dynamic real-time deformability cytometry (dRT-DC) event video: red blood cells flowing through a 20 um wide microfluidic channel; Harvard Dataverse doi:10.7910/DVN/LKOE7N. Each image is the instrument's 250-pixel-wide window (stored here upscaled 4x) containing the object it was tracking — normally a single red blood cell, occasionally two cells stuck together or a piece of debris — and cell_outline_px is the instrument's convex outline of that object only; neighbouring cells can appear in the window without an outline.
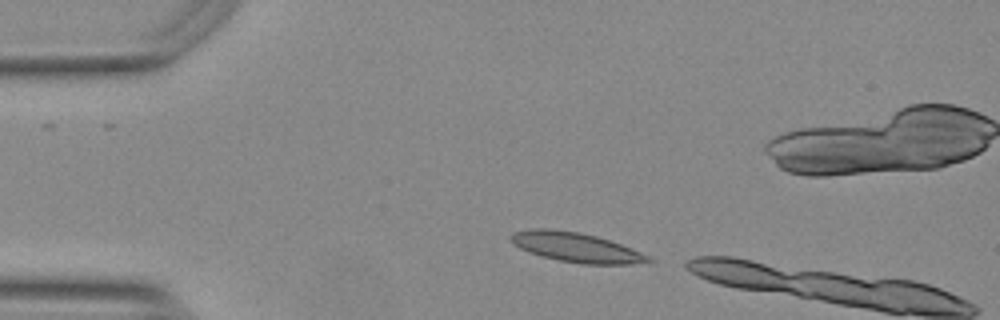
{"species": "Egyptian fruit bat (a non-hibernating species)", "species_latin": "Rousettus aegyptiacus", "temperature_condition": "warm", "stored_images_in_passage": 4, "camera_frame_rate_fps": 3000, "um_per_image_px": 0.085, "animal": {"sex": "female"}, "frame": {"image": 1, "passage_image": 1, "time_ms": 0.0, "image_size_px": [1000, 320], "cell_outline_px": [[652, 260], [628, 264], [580, 264], [540, 256], [528, 252], [520, 248], [512, 240], [512, 232], [532, 228], [548, 228], [580, 232], [596, 236], [620, 244], [640, 252], [648, 256]], "centroid_in_image_um": [48.91, 21.01], "position_along_channel_um": 36.1, "area_um2": 23.29}}